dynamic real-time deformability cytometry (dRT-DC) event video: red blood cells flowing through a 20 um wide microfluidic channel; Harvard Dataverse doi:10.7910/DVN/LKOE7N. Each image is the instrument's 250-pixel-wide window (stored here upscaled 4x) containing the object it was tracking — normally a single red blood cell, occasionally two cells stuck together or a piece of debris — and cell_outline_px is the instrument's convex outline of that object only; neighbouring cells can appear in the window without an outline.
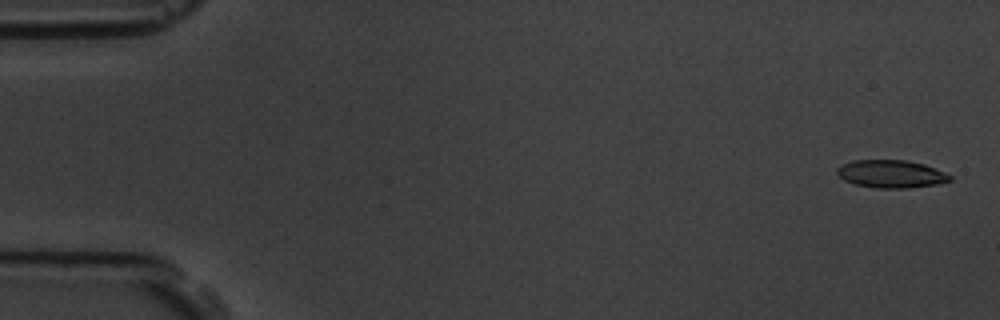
{"species": "common noctule bat (a hibernating species)", "species_latin": "Nyctalus noctula", "temperature_condition": "room temperature", "stored_images_in_passage": 6, "camera_frame_rate_fps": 3000, "um_per_image_px": 0.085, "animal": {"sex": "male", "body_mass_g": 19.5, "forearm_length_mm": 54.6}, "frame": {"image": 1, "passage_image": 1, "time_ms": 0.0, "image_size_px": [1000, 320], "cell_outline_px": [[952, 180], [936, 184], [908, 188], [876, 188], [856, 184], [844, 180], [836, 172], [836, 168], [840, 164], [852, 160], [904, 160], [924, 164], [944, 172], [952, 176]], "centroid_in_image_um": [75.72, 14.78], "position_along_channel_um": 9.3, "area_um2": 18.26}}